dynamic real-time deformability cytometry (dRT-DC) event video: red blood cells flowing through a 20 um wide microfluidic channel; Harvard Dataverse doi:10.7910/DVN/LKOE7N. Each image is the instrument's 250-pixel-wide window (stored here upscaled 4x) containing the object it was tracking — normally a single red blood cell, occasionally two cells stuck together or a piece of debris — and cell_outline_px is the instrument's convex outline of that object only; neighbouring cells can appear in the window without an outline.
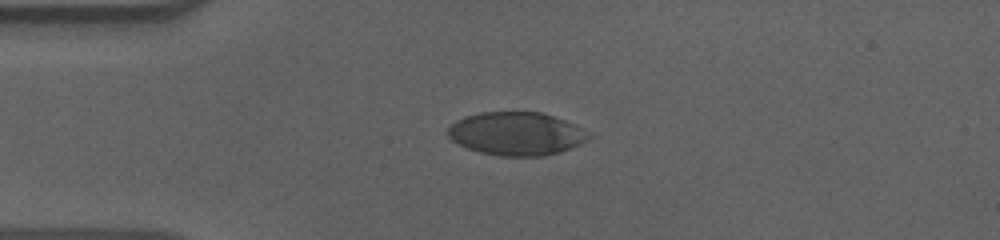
{"species": "human", "species_latin": "Homo sapiens", "temperature_condition": "cold", "stored_images_in_passage": 44, "camera_frame_rate_fps": 3000, "um_per_image_px": 0.085, "donor": {"sex": "male"}, "frame": {"image": 1, "passage_image": 1, "time_ms": 0.0, "image_size_px": [1000, 240], "cell_outline_px": [[592, 136], [580, 144], [560, 152], [544, 156], [500, 156], [480, 152], [468, 148], [452, 140], [448, 136], [448, 128], [456, 120], [464, 116], [480, 112], [540, 112], [564, 120], [580, 128]], "centroid_in_image_um": [43.87, 11.36], "position_along_channel_um": 41.1, "area_um2": 35.2}}
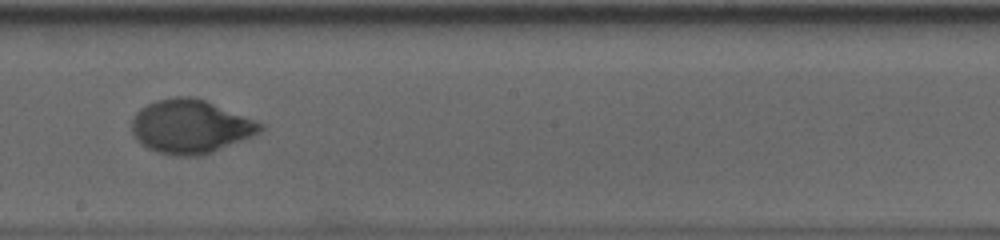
{"frame": {"image": 2, "passage_image": 19, "time_ms": 6.0, "image_size_px": [1000, 240], "cell_outline_px": [[264, 128], [260, 132], [252, 136], [212, 152], [200, 156], [180, 156], [156, 152], [140, 144], [136, 140], [132, 132], [132, 120], [136, 112], [140, 108], [156, 100], [176, 96], [192, 96], [204, 100], [256, 120], [264, 124]], "centroid_in_image_um": [16.17, 10.76], "position_along_channel_um": 232.0, "area_um2": 40.17}}
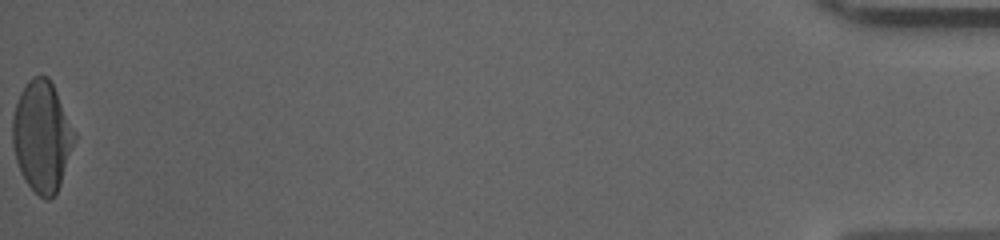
{"frame": {"image": 3, "passage_image": 44, "time_ms": 14.333, "image_size_px": [1000, 240], "cell_outline_px": [[76, 136], [60, 184], [56, 192], [48, 200], [44, 200], [28, 184], [20, 172], [16, 160], [12, 144], [12, 116], [20, 92], [28, 80], [32, 76], [48, 76], [76, 132]], "centroid_in_image_um": [3.54, 11.58], "position_along_channel_um": 431.7, "area_um2": 39.65}, "authors_computed_cell_mechanics": {"area_um2": 39.304, "velocity_mm_per_s": 3.605, "shape_relaxation_time_tau1_ms": 4.1776, "shape_relaxation_time_tau2_ms": null, "deformation_change_tau1": 0.1913, "deformation_change_tau2": null}}